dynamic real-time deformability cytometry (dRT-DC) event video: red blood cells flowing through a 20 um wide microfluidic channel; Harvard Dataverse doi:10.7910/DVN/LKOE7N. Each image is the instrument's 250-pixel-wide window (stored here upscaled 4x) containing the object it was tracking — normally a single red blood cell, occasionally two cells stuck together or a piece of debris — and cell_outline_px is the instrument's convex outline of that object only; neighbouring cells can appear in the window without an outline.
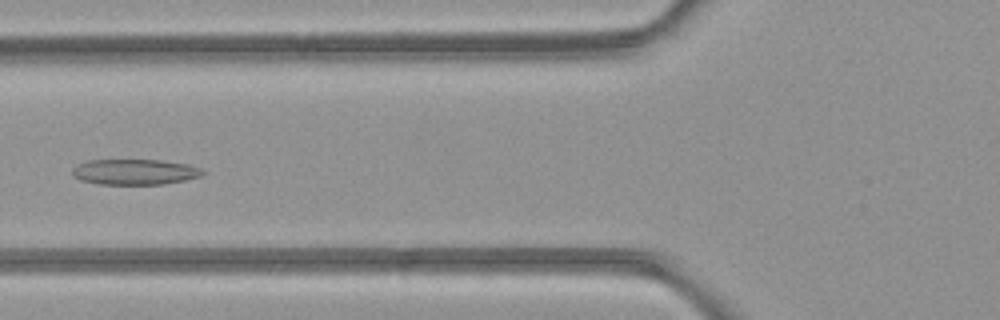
{"species": "common noctule bat (a hibernating species)", "species_latin": "Nyctalus noctula", "temperature_condition": "room temperature", "stored_images_in_passage": 7, "camera_frame_rate_fps": 3000, "um_per_image_px": 0.085, "animal": {"sex": "female", "body_mass_g": 21.9}, "frame": {"image": 1, "passage_image": 6, "time_ms": 6.0, "image_size_px": [1000, 320], "cell_outline_px": [[208, 172], [200, 176], [184, 180], [164, 184], [96, 184], [80, 180], [72, 176], [72, 168], [76, 164], [88, 160], [164, 160], [188, 164], [200, 168]], "centroid_in_image_um": [11.44, 14.61], "position_along_channel_um": 114.4, "area_um2": 19.65}}
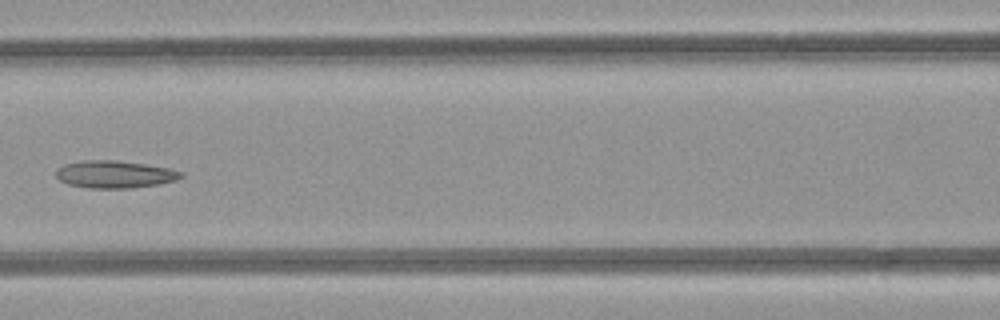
{"frame": {"image": 2, "passage_image": 7, "time_ms": 7.0, "image_size_px": [1000, 320], "cell_outline_px": [[184, 176], [176, 180], [156, 184], [132, 188], [88, 188], [68, 184], [60, 180], [56, 176], [56, 172], [64, 164], [84, 160], [116, 160], [144, 164], [168, 168], [184, 172]], "centroid_in_image_um": [9.76, 14.82], "position_along_channel_um": 156.8, "area_um2": 19.83}}